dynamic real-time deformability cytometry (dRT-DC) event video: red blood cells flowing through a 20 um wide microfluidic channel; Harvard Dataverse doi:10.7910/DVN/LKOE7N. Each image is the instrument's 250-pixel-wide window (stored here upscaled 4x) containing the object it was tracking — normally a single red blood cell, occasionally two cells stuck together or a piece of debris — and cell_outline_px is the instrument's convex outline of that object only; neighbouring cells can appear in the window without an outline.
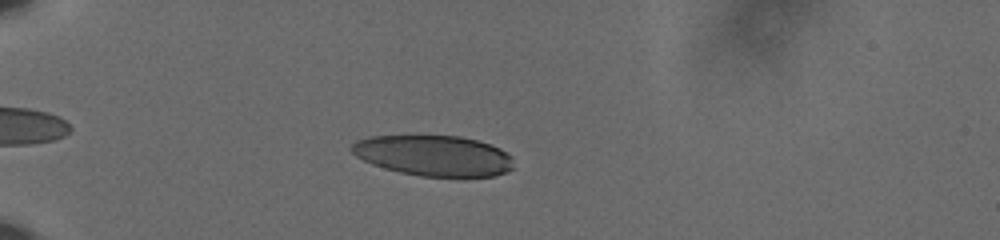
{"species": "human", "species_latin": "Homo sapiens", "temperature_condition": "cold", "stored_images_in_passage": 49, "camera_frame_rate_fps": 3000, "um_per_image_px": 0.085, "donor": {"sex": "male"}, "frame": {"image": 1, "passage_image": 8, "time_ms": 2.333, "image_size_px": [1000, 240], "cell_outline_px": [[512, 168], [496, 176], [420, 176], [400, 172], [384, 168], [372, 164], [356, 156], [348, 148], [356, 140], [368, 136], [460, 136], [476, 140], [500, 148], [512, 156]], "centroid_in_image_um": [36.83, 13.22], "position_along_channel_um": 48.2, "area_um2": 38.21}}
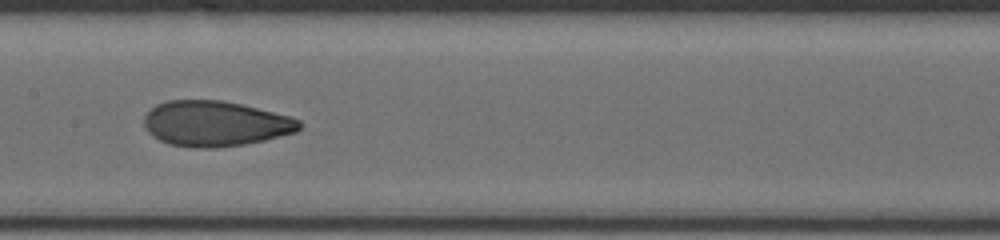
{"frame": {"image": 2, "passage_image": 23, "time_ms": 7.333, "image_size_px": [1000, 240], "cell_outline_px": [[304, 124], [296, 132], [264, 140], [244, 144], [216, 148], [192, 148], [168, 144], [152, 136], [148, 132], [144, 124], [144, 116], [156, 104], [168, 100], [220, 100], [240, 104], [288, 116], [300, 120]], "centroid_in_image_um": [18.28, 10.52], "position_along_channel_um": 189.1, "area_um2": 41.04}}
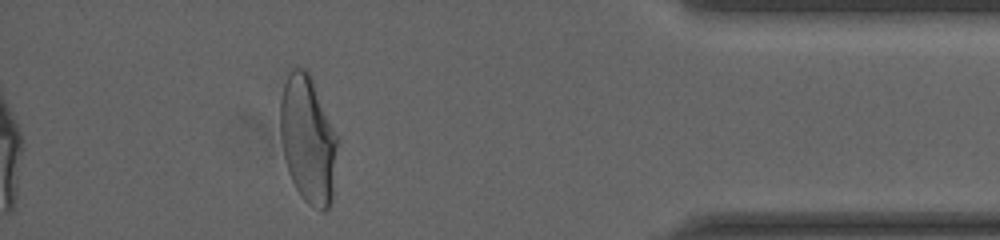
{"frame": {"image": 3, "passage_image": 44, "time_ms": 14.333, "image_size_px": [1000, 240], "cell_outline_px": [[340, 140], [332, 200], [328, 208], [324, 212], [320, 212], [308, 204], [300, 196], [288, 172], [284, 156], [280, 136], [280, 100], [288, 68], [304, 68], [308, 72], [312, 80]], "centroid_in_image_um": [26.2, 11.89], "position_along_channel_um": 409.0, "area_um2": 43.23}, "authors_computed_cell_mechanics": {"area_um2": 40.8646, "velocity_mm_per_s": 3.6303, "shape_relaxation_time_tau1_ms": 6.6515, "shape_relaxation_time_tau2_ms": 1.1499, "deformation_change_tau1": 0.2062, "deformation_change_tau2": 0.0637}}